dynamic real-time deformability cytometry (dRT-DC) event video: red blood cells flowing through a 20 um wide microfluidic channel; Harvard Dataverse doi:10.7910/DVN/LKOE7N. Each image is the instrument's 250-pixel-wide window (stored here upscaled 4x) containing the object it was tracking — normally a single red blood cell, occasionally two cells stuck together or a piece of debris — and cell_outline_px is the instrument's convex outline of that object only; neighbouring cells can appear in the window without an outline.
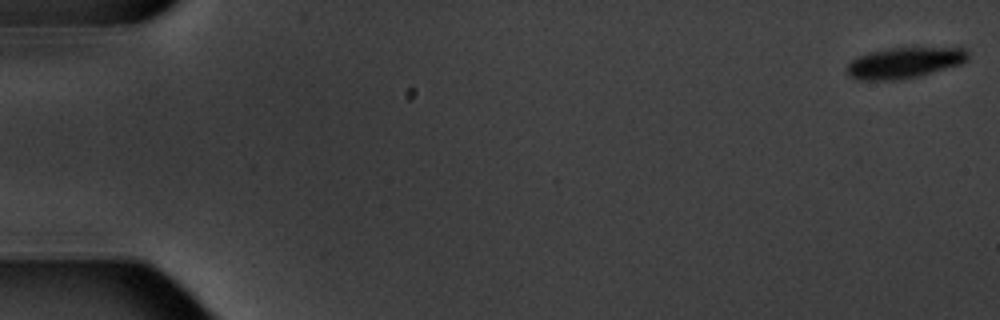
{"species": "common noctule bat (a hibernating species)", "species_latin": "Nyctalus noctula", "temperature_condition": "warm", "stored_images_in_passage": 7, "camera_frame_rate_fps": 3000, "um_per_image_px": 0.085, "animal": {"sex": "male", "body_mass_g": 20.1, "forearm_length_mm": 53.5}, "frame": {"image": 1, "passage_image": 1, "time_ms": 0.0, "image_size_px": [1000, 320], "cell_outline_px": [[968, 60], [960, 64], [932, 72], [900, 80], [856, 80], [848, 76], [844, 68], [852, 60], [868, 52], [888, 48], [964, 48], [968, 52]], "centroid_in_image_um": [76.81, 5.34], "position_along_channel_um": 8.2, "area_um2": 21.73}}
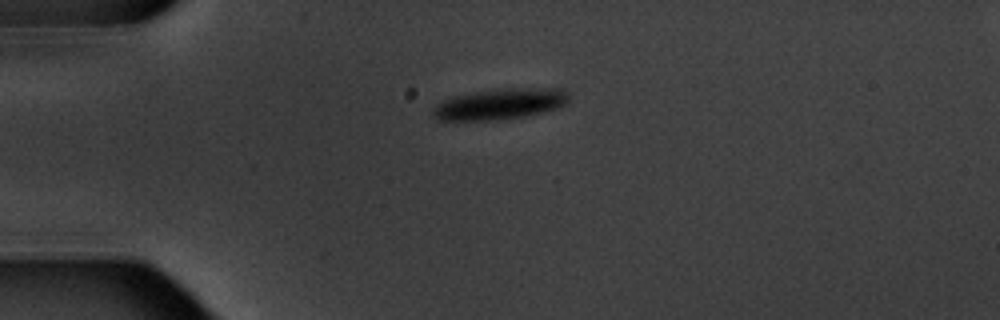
{"frame": {"image": 2, "passage_image": 5, "time_ms": 4.667, "image_size_px": [1000, 320], "cell_outline_px": [[568, 100], [564, 104], [556, 108], [524, 116], [500, 120], [436, 120], [432, 116], [432, 108], [436, 104], [452, 96], [496, 88], [552, 88], [564, 92], [568, 96]], "centroid_in_image_um": [42.4, 8.84], "position_along_channel_um": 42.6, "area_um2": 24.33}}
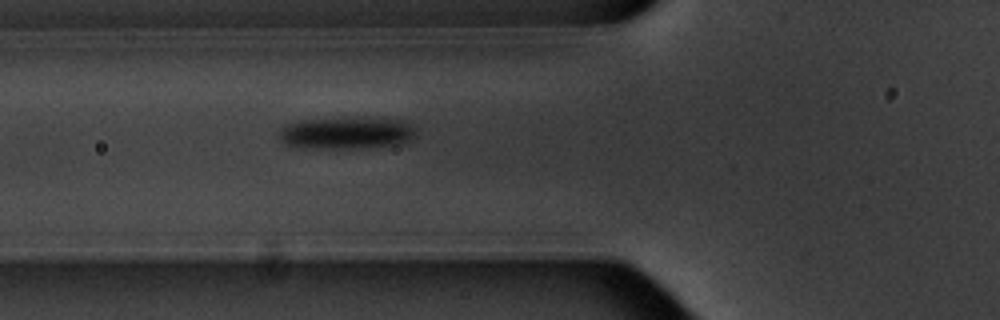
{"frame": {"image": 3, "passage_image": 7, "time_ms": 7.0, "image_size_px": [1000, 320], "cell_outline_px": [[412, 136], [408, 140], [396, 144], [356, 148], [296, 148], [284, 144], [280, 140], [280, 132], [284, 124], [300, 120], [344, 116], [368, 116], [400, 120], [408, 124], [412, 128]], "centroid_in_image_um": [29.32, 11.26], "position_along_channel_um": 96.5, "area_um2": 26.01}}